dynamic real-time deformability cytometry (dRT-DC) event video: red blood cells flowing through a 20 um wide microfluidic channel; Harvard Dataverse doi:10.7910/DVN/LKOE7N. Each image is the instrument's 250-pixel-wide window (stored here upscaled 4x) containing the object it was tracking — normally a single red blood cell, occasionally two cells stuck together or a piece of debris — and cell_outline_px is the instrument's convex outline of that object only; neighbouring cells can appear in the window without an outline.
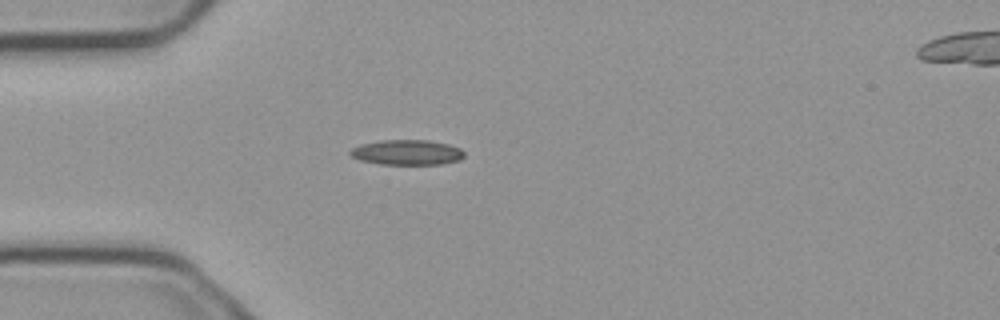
{"species": "common noctule bat (a hibernating species)", "species_latin": "Nyctalus noctula", "temperature_condition": "cold", "stored_images_in_passage": 3, "camera_frame_rate_fps": 3000, "um_per_image_px": 0.085, "animal": {"sex": "male", "body_mass_g": 23.1, "forearm_length_mm": 52.7}, "frame": {"image": 1, "passage_image": 3, "time_ms": 0.667, "image_size_px": [1000, 320], "cell_outline_px": [[464, 156], [460, 160], [440, 164], [380, 164], [360, 160], [352, 156], [348, 152], [352, 148], [360, 144], [380, 140], [428, 140], [448, 144], [460, 148], [464, 152]], "centroid_in_image_um": [34.59, 12.95], "position_along_channel_um": 50.4, "area_um2": 16.7}}